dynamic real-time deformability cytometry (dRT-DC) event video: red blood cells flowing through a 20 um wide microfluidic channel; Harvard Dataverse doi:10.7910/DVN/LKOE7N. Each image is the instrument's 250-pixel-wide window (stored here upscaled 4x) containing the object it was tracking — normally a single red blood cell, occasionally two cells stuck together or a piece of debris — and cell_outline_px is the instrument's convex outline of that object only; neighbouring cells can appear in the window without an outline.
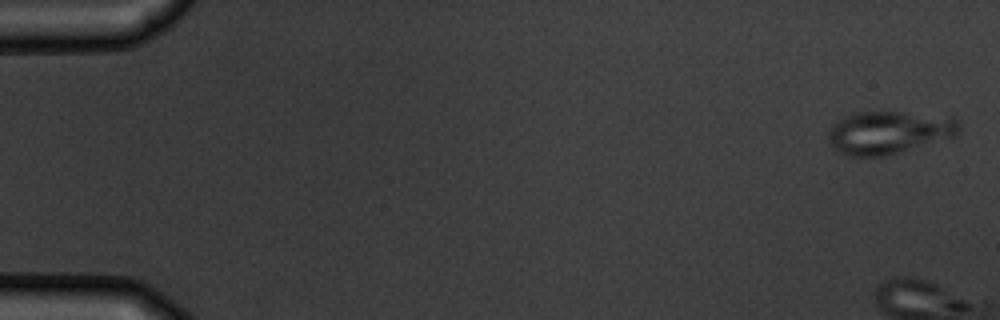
{"species": "common noctule bat (a hibernating species)", "species_latin": "Nyctalus noctula", "temperature_condition": "warm", "stored_images_in_passage": 5, "camera_frame_rate_fps": 3000, "um_per_image_px": 0.085, "animal": {"sex": "male", "body_mass_g": 19.5, "forearm_length_mm": 54.6}, "frame": {"image": 1, "passage_image": 1, "time_ms": 0.0, "image_size_px": [1000, 320], "cell_outline_px": [[960, 132], [956, 136], [888, 156], [844, 156], [836, 152], [832, 148], [828, 136], [828, 132], [832, 124], [856, 112], [900, 112], [956, 120], [960, 124]], "centroid_in_image_um": [75.48, 11.3], "position_along_channel_um": 9.5, "area_um2": 32.31}}